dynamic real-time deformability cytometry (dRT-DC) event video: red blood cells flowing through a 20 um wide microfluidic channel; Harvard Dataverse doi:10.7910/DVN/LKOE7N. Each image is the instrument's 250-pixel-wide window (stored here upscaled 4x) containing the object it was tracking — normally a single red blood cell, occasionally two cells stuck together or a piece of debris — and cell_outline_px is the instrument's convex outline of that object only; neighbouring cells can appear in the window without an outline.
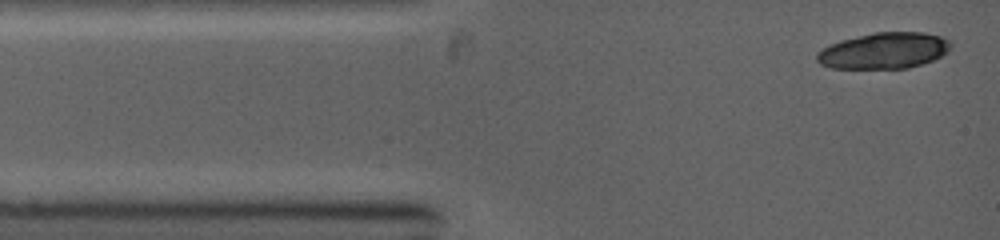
{"species": "common noctule bat (a hibernating species)", "species_latin": "Nyctalus noctula", "temperature_condition": "warm", "stored_images_in_passage": 2, "camera_frame_rate_fps": 5000, "um_per_image_px": 0.085, "animal": {"sex": "female", "body_mass_g": 19.0, "forearm_length_mm": 53.3}, "frame": {"image": 1, "passage_image": 1, "time_ms": 0.0, "image_size_px": [1000, 240], "cell_outline_px": [[952, 44], [948, 52], [932, 60], [908, 68], [832, 68], [820, 64], [816, 60], [816, 52], [840, 40], [876, 32], [924, 32], [940, 36], [948, 40]], "centroid_in_image_um": [75.14, 4.3], "position_along_channel_um": 9.9, "area_um2": 28.03}}